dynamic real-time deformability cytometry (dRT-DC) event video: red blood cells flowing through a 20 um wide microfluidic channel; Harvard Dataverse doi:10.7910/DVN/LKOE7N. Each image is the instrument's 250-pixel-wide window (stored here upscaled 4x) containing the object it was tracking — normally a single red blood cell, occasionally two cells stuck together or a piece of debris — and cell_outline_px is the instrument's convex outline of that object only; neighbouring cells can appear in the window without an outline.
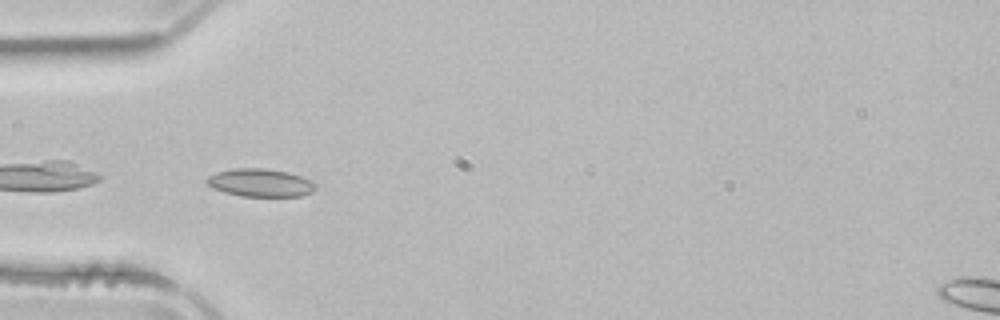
{"species": "common noctule bat (a hibernating species)", "species_latin": "Nyctalus noctula", "temperature_condition": "room temperature", "stored_images_in_passage": 41, "camera_frame_rate_fps": 3000, "um_per_image_px": 0.085, "animal": {"sex": "male", "body_mass_g": 21.5, "forearm_length_mm": 52.0}, "frame": {"image": 1, "passage_image": 19, "time_ms": 6.0, "image_size_px": [1000, 320], "cell_outline_px": [[316, 188], [312, 192], [300, 196], [240, 196], [224, 192], [208, 184], [204, 180], [208, 176], [216, 172], [236, 168], [264, 168], [288, 172], [300, 176], [316, 184]], "centroid_in_image_um": [22.12, 15.53], "position_along_channel_um": 62.9, "area_um2": 17.57}}
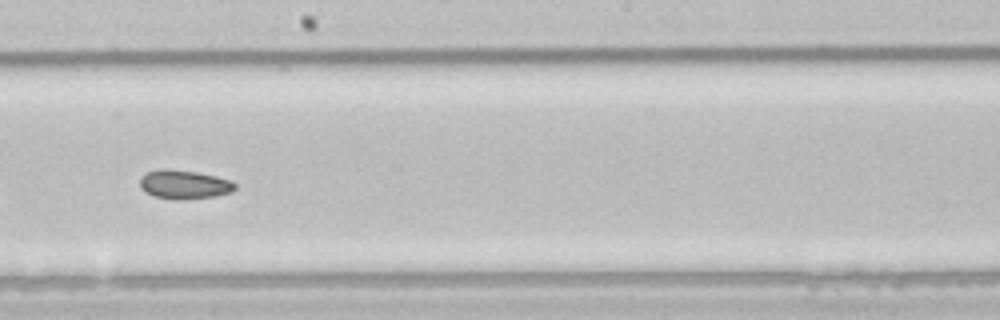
{"frame": {"image": 2, "passage_image": 32, "time_ms": 10.333, "image_size_px": [1000, 320], "cell_outline_px": [[236, 188], [232, 192], [216, 196], [180, 200], [176, 200], [152, 196], [144, 192], [140, 188], [140, 180], [148, 172], [160, 168], [168, 168], [196, 172], [216, 176], [232, 180], [236, 184]], "centroid_in_image_um": [15.67, 15.69], "position_along_channel_um": 232.5, "area_um2": 16.24}}
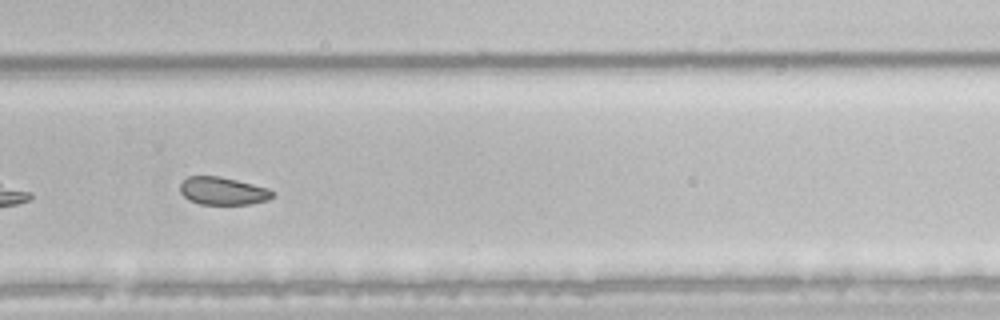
{"frame": {"image": 3, "passage_image": 38, "time_ms": 12.333, "image_size_px": [1000, 320], "cell_outline_px": [[276, 196], [268, 200], [252, 204], [200, 204], [188, 200], [180, 192], [180, 184], [188, 176], [220, 176], [268, 188], [276, 192]], "centroid_in_image_um": [18.98, 16.24], "position_along_channel_um": 310.8, "area_um2": 15.09}}